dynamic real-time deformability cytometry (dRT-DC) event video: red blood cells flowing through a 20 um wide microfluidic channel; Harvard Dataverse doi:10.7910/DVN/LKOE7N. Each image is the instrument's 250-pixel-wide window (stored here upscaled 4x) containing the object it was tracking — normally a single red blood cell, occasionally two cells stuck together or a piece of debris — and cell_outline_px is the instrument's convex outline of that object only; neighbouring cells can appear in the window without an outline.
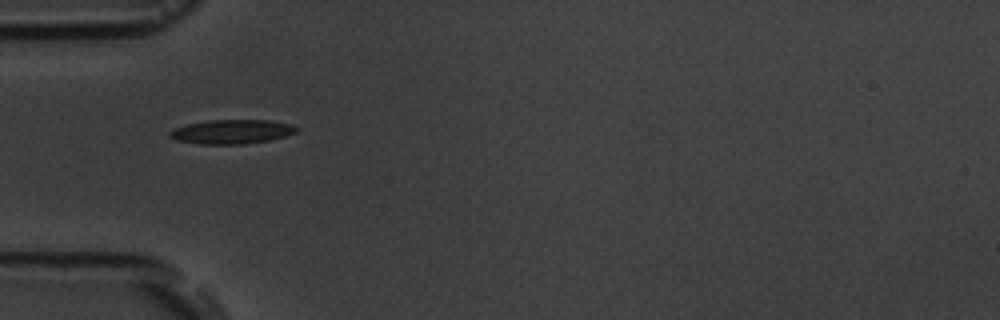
{"species": "common noctule bat (a hibernating species)", "species_latin": "Nyctalus noctula", "temperature_condition": "room temperature", "stored_images_in_passage": 6, "camera_frame_rate_fps": 3000, "um_per_image_px": 0.085, "animal": {"sex": "male", "body_mass_g": 19.5, "forearm_length_mm": 54.6}, "frame": {"image": 1, "passage_image": 5, "time_ms": 5.0, "image_size_px": [1000, 320], "cell_outline_px": [[300, 128], [296, 132], [284, 136], [268, 140], [244, 144], [200, 144], [176, 140], [168, 136], [168, 132], [184, 124], [208, 120], [268, 120], [292, 124]], "centroid_in_image_um": [19.68, 11.19], "position_along_channel_um": 65.3, "area_um2": 17.92}}
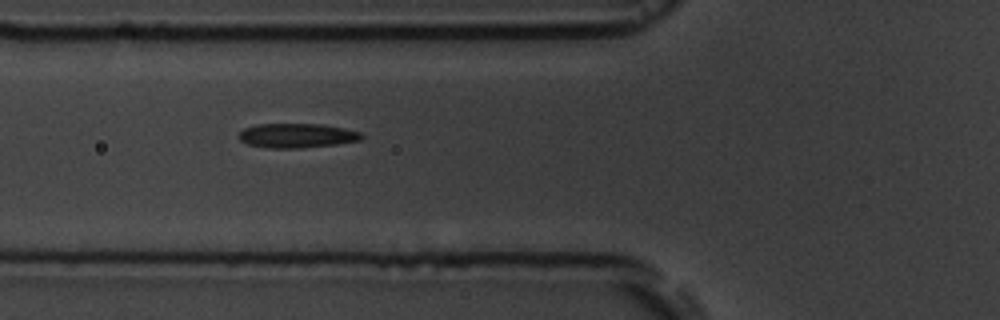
{"frame": {"image": 2, "passage_image": 6, "time_ms": 6.0, "image_size_px": [1000, 320], "cell_outline_px": [[364, 136], [360, 140], [336, 144], [300, 148], [268, 148], [248, 144], [240, 140], [236, 136], [244, 128], [256, 124], [320, 124], [344, 128], [360, 132]], "centroid_in_image_um": [25.2, 11.52], "position_along_channel_um": 100.6, "area_um2": 17.46}}